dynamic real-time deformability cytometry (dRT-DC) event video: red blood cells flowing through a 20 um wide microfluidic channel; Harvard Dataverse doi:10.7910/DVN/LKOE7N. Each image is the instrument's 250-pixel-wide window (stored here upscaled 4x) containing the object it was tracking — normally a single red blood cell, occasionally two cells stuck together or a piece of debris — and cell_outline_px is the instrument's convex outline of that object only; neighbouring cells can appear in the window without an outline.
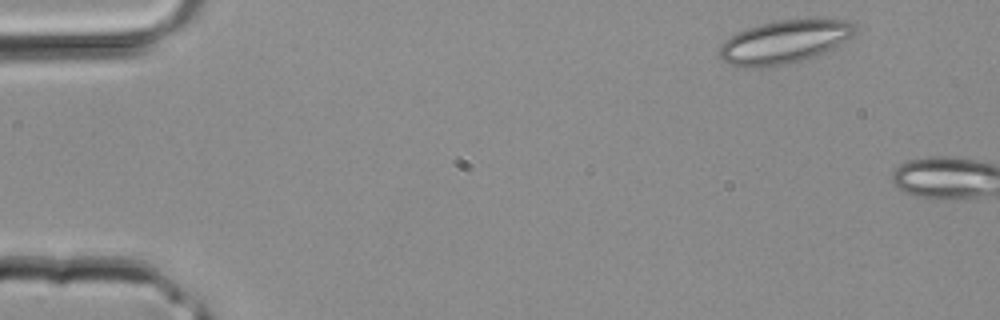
{"species": "common noctule bat (a hibernating species)", "species_latin": "Nyctalus noctula", "temperature_condition": "room temperature", "stored_images_in_passage": 2, "camera_frame_rate_fps": 3000, "um_per_image_px": 0.085, "animal": {"sex": "male", "body_mass_g": 20.4}, "frame": {"image": 1, "passage_image": 1, "time_ms": 0.0, "image_size_px": [1000, 320], "cell_outline_px": [[856, 32], [852, 36], [828, 52], [800, 64], [764, 68], [736, 68], [728, 64], [720, 56], [720, 44], [724, 40], [748, 28], [760, 24], [780, 20], [848, 20], [856, 24]], "centroid_in_image_um": [66.69, 3.63], "position_along_channel_um": 18.3, "area_um2": 34.91}}